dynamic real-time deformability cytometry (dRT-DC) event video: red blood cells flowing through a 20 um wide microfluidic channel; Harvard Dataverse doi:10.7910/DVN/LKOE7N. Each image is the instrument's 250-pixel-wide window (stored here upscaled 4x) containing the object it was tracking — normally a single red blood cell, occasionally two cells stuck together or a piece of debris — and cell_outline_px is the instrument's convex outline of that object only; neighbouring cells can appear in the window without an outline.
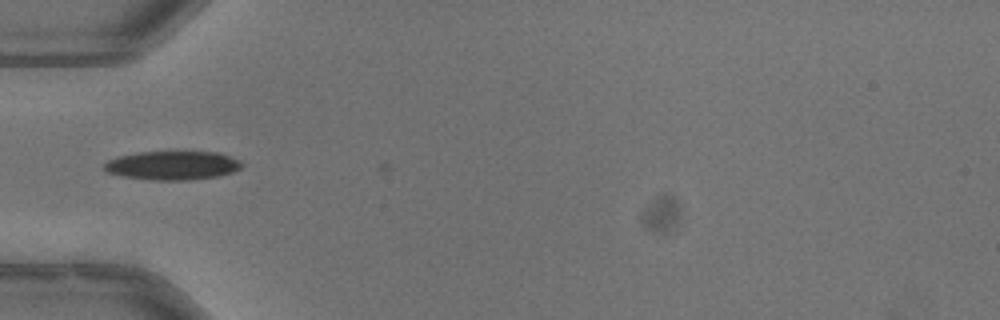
{"species": "common noctule bat (a hibernating species)", "species_latin": "Nyctalus noctula", "temperature_condition": "warm", "stored_images_in_passage": 29, "camera_frame_rate_fps": 3000, "um_per_image_px": 0.085, "animal": {"sex": "male", "body_mass_g": 13.3}, "frame": {"image": 1, "passage_image": 1, "time_ms": 0.0, "image_size_px": [1000, 320], "cell_outline_px": [[244, 164], [240, 168], [232, 172], [216, 176], [188, 180], [156, 180], [124, 176], [104, 172], [104, 164], [108, 160], [120, 156], [136, 152], [220, 152], [240, 160]], "centroid_in_image_um": [14.67, 14.05], "position_along_channel_um": 70.3, "area_um2": 23.0}}
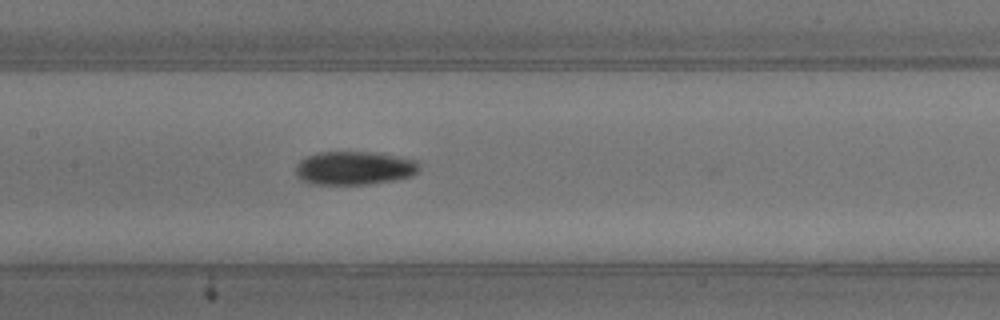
{"frame": {"image": 2, "passage_image": 9, "time_ms": 2.667, "image_size_px": [1000, 320], "cell_outline_px": [[420, 168], [412, 176], [396, 180], [372, 184], [312, 184], [300, 180], [296, 176], [296, 164], [300, 160], [308, 156], [320, 152], [372, 152], [416, 160], [420, 164]], "centroid_in_image_um": [30.11, 14.3], "position_along_channel_um": 177.3, "area_um2": 24.22}, "authors_computed_cell_mechanics": {"area_um2": 23.2934, "velocity_mm_per_s": 3.9783, "shape_relaxation_time_tau1_ms": 3.7126, "shape_relaxation_time_tau2_ms": 5.8683, "deformation_change_tau1": 0.127, "deformation_change_tau2": 0.1187}}